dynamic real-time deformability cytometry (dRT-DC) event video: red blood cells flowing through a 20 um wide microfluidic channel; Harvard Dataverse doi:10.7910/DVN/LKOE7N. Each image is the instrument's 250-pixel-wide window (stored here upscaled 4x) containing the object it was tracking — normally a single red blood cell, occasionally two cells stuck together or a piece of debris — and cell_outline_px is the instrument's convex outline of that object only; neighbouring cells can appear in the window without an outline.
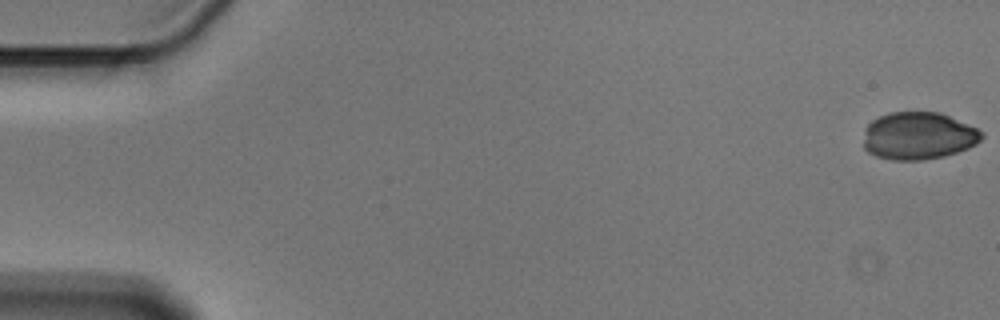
{"species": "Egyptian fruit bat (a non-hibernating species)", "species_latin": "Rousettus aegyptiacus", "temperature_condition": "cold", "stored_images_in_passage": 56, "camera_frame_rate_fps": 3000, "um_per_image_px": 0.085, "animal": {"sex": "male"}, "frame": {"image": 1, "passage_image": 1, "time_ms": 0.0, "image_size_px": [1000, 320], "cell_outline_px": [[984, 136], [976, 144], [968, 148], [944, 156], [924, 160], [892, 160], [876, 156], [868, 152], [864, 148], [864, 128], [872, 120], [888, 112], [940, 112], [976, 128]], "centroid_in_image_um": [78.03, 11.55], "position_along_channel_um": 7.0, "area_um2": 32.71}}
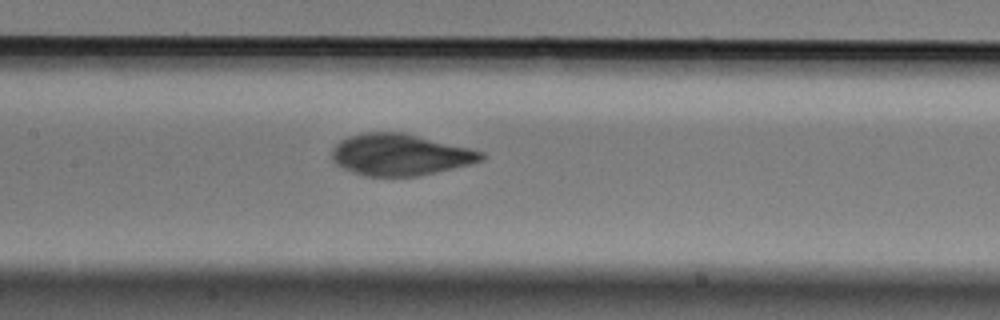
{"frame": {"image": 2, "passage_image": 27, "time_ms": 8.667, "image_size_px": [1000, 320], "cell_outline_px": [[484, 160], [436, 172], [416, 176], [364, 176], [352, 172], [336, 164], [332, 160], [332, 148], [340, 140], [348, 136], [368, 132], [404, 132], [484, 152]], "centroid_in_image_um": [33.97, 13.15], "position_along_channel_um": 173.4, "area_um2": 35.95}}
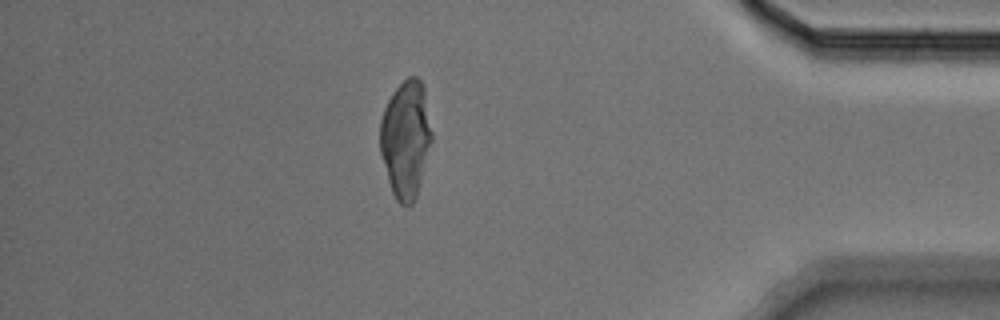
{"frame": {"image": 3, "passage_image": 49, "time_ms": 16.0, "image_size_px": [1000, 320], "cell_outline_px": [[432, 140], [416, 196], [412, 204], [400, 204], [396, 200], [392, 192], [388, 180], [380, 152], [380, 120], [384, 108], [392, 92], [408, 76], [416, 76], [420, 80], [424, 88], [432, 132]], "centroid_in_image_um": [34.48, 11.79], "position_along_channel_um": 400.7, "area_um2": 35.14}}